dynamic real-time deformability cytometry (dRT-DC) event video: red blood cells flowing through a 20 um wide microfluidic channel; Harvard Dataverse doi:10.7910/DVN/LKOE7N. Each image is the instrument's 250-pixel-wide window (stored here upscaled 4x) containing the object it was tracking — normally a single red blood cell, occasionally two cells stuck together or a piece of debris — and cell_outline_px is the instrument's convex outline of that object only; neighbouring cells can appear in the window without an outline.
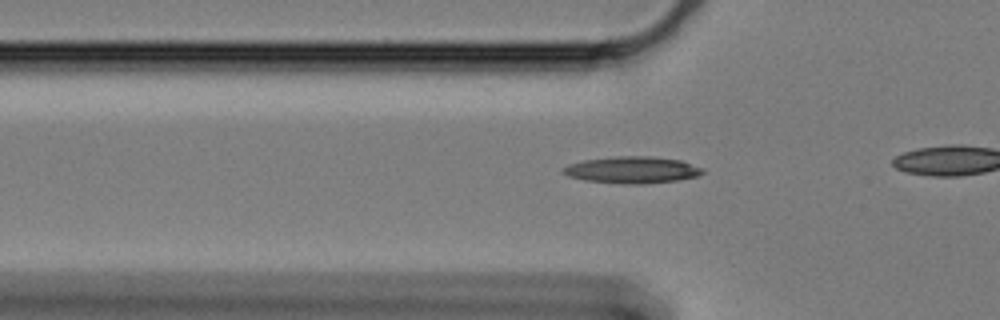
{"species": "Egyptian fruit bat (a non-hibernating species)", "species_latin": "Rousettus aegyptiacus", "temperature_condition": "cold", "stored_images_in_passage": 44, "camera_frame_rate_fps": 3000, "um_per_image_px": 0.085, "animal": {"sex": "female"}, "frame": {"image": 1, "passage_image": 16, "time_ms": 5.0, "image_size_px": [1000, 320], "cell_outline_px": [[704, 172], [696, 176], [676, 180], [644, 184], [620, 184], [584, 180], [568, 176], [560, 172], [568, 164], [584, 160], [616, 156], [648, 156], [680, 160], [704, 168]], "centroid_in_image_um": [53.7, 14.44], "position_along_channel_um": 72.1, "area_um2": 21.73}}
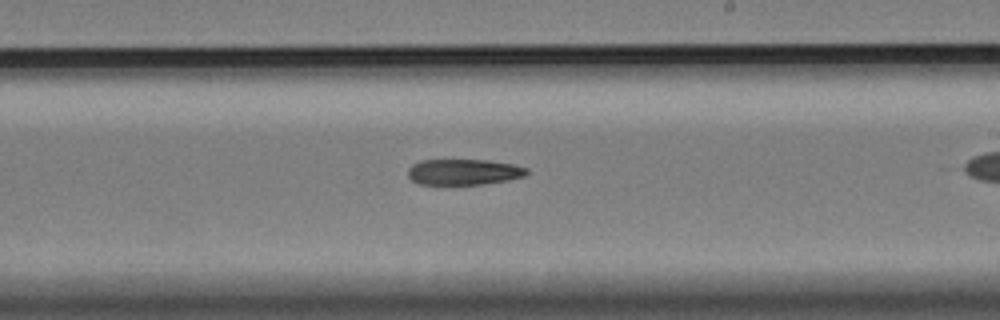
{"frame": {"image": 2, "passage_image": 32, "time_ms": 10.333, "image_size_px": [1000, 320], "cell_outline_px": [[528, 172], [524, 176], [508, 180], [484, 184], [420, 184], [412, 180], [408, 176], [408, 168], [412, 164], [420, 160], [488, 160], [512, 164], [528, 168]], "centroid_in_image_um": [39.41, 14.61], "position_along_channel_um": 249.6, "area_um2": 17.86}}
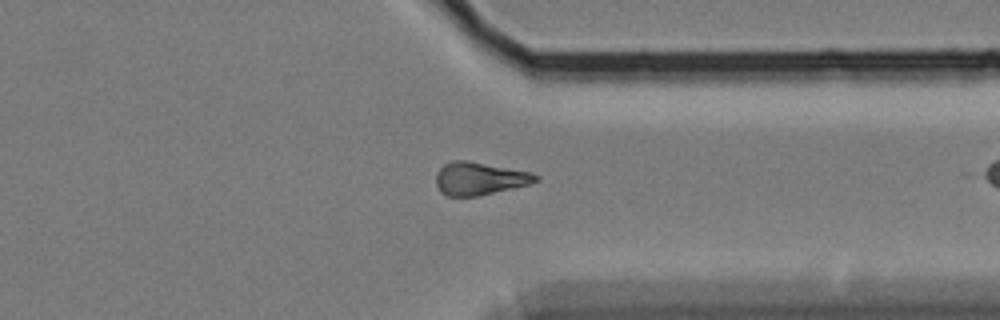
{"frame": {"image": 3, "passage_image": 43, "time_ms": 14.0, "image_size_px": [1000, 320], "cell_outline_px": [[540, 180], [528, 184], [480, 196], [448, 196], [440, 192], [436, 184], [436, 172], [444, 164], [452, 160], [468, 160], [532, 172], [540, 176]], "centroid_in_image_um": [40.76, 15.17], "position_along_channel_um": 370.6, "area_um2": 19.25}}